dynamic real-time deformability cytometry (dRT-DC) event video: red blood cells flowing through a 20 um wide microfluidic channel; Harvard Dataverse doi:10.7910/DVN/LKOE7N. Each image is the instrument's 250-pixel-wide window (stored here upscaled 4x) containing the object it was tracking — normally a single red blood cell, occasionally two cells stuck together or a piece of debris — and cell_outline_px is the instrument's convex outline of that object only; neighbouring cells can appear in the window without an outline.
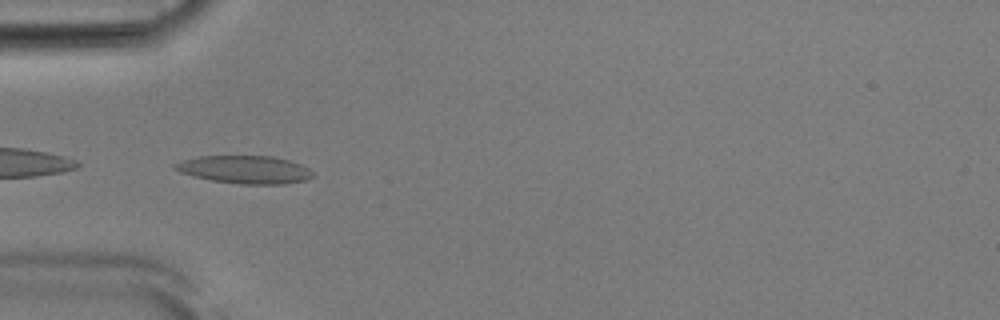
{"species": "Egyptian fruit bat (a non-hibernating species)", "species_latin": "Rousettus aegyptiacus", "temperature_condition": "room temperature", "stored_images_in_passage": 37, "camera_frame_rate_fps": 3000, "um_per_image_px": 0.085, "animal": {"sex": "male"}, "frame": {"image": 1, "passage_image": 1, "time_ms": 0.0, "image_size_px": [1000, 320], "cell_outline_px": [[316, 172], [308, 180], [284, 184], [240, 184], [212, 180], [180, 172], [172, 168], [172, 164], [196, 156], [272, 156], [288, 160], [300, 164]], "centroid_in_image_um": [20.84, 14.41], "position_along_channel_um": 64.2, "area_um2": 22.43}, "authors_computed_cell_mechanics": {"area_um2": 19.9988, "velocity_mm_per_s": 3.8506, "shape_relaxation_time_tau1_ms": 4.9744, "shape_relaxation_time_tau2_ms": 1.9253, "deformation_change_tau1": 0.1696, "deformation_change_tau2": 0.0895}}